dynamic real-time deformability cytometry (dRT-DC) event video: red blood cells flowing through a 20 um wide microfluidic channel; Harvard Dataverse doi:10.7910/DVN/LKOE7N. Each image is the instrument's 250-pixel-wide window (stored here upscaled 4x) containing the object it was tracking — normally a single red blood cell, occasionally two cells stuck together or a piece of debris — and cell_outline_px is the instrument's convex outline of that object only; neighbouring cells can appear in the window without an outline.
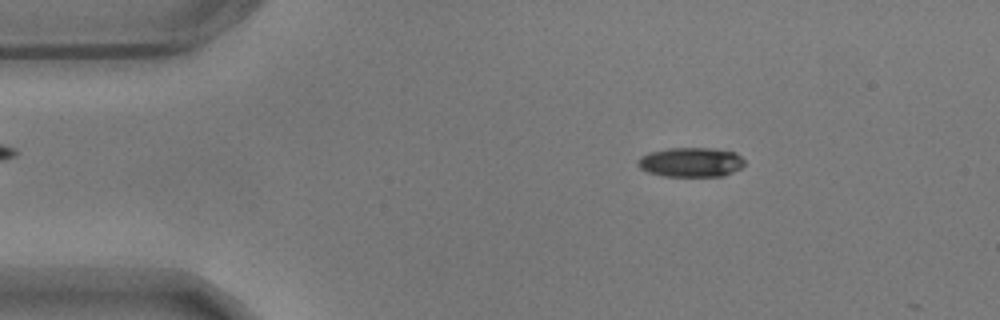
{"species": "common noctule bat (a hibernating species)", "species_latin": "Nyctalus noctula", "temperature_condition": "warm", "stored_images_in_passage": 11, "camera_frame_rate_fps": 3000, "um_per_image_px": 0.085, "animal": {"sex": "male", "body_mass_g": 17.9}, "frame": {"image": 1, "passage_image": 9, "time_ms": 2.667, "image_size_px": [1000, 320], "cell_outline_px": [[744, 164], [740, 168], [724, 176], [664, 176], [648, 172], [640, 168], [636, 164], [636, 160], [640, 156], [648, 152], [668, 148], [716, 148], [736, 152], [744, 160]], "centroid_in_image_um": [58.7, 13.77], "position_along_channel_um": 26.3, "area_um2": 18.55}}